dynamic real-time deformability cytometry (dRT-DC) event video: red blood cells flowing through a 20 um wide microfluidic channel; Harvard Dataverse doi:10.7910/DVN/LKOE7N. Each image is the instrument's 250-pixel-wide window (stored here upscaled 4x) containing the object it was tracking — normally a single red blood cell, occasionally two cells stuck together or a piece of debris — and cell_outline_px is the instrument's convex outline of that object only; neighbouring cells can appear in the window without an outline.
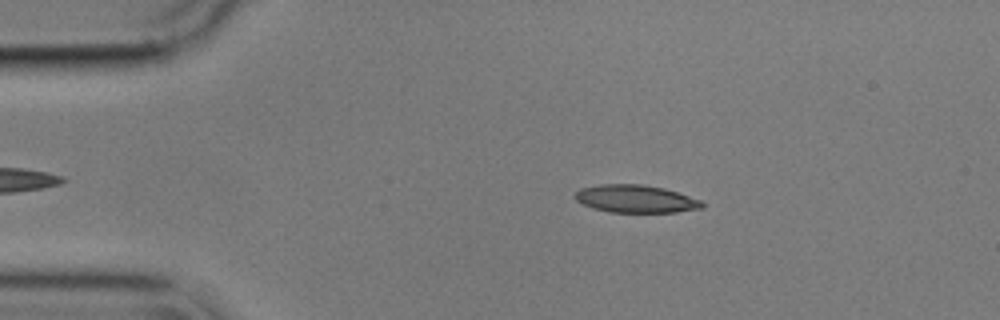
{"species": "common noctule bat (a hibernating species)", "species_latin": "Nyctalus noctula", "temperature_condition": "cold", "stored_images_in_passage": 48, "camera_frame_rate_fps": 3000, "um_per_image_px": 0.085, "animal": {"sex": "male", "body_mass_g": 17.9}, "frame": {"image": 1, "passage_image": 10, "time_ms": 3.0, "image_size_px": [1000, 320], "cell_outline_px": [[704, 208], [676, 212], [612, 212], [592, 208], [576, 200], [576, 192], [580, 188], [600, 184], [644, 184], [664, 188], [700, 200], [704, 204]], "centroid_in_image_um": [54.04, 16.9], "position_along_channel_um": 31.0, "area_um2": 20.4}}
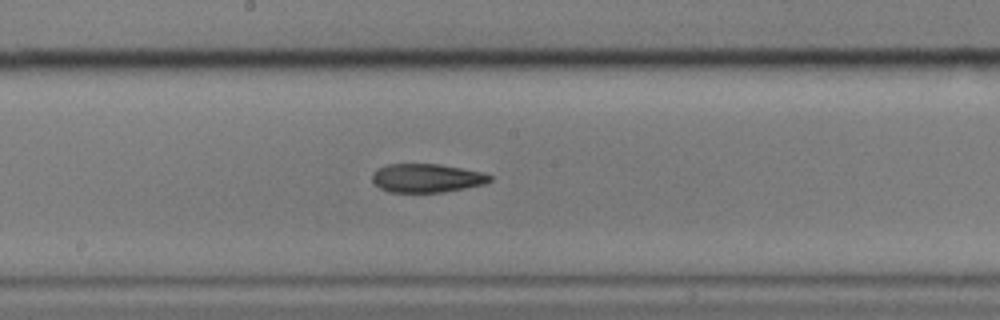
{"frame": {"image": 2, "passage_image": 29, "time_ms": 9.333, "image_size_px": [1000, 320], "cell_outline_px": [[492, 180], [484, 184], [444, 192], [388, 192], [380, 188], [372, 180], [372, 176], [376, 168], [388, 164], [440, 164], [484, 172], [492, 176]], "centroid_in_image_um": [36.28, 15.13], "position_along_channel_um": 211.9, "area_um2": 19.71}}
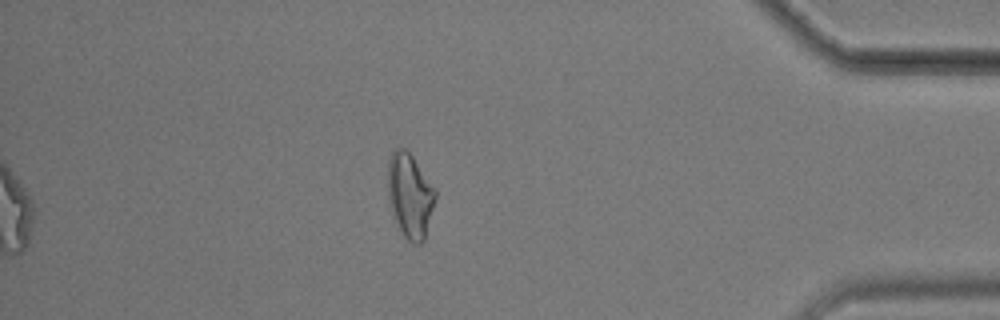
{"frame": {"image": 3, "passage_image": 48, "time_ms": 15.667, "image_size_px": [1000, 320], "cell_outline_px": [[436, 196], [424, 240], [420, 244], [412, 244], [404, 236], [392, 216], [388, 200], [388, 160], [392, 148], [404, 148], [412, 156], [436, 188]], "centroid_in_image_um": [34.83, 16.61], "position_along_channel_um": 400.4, "area_um2": 23.58}, "authors_computed_cell_mechanics": {"area_um2": 20.2878, "velocity_mm_per_s": 3.58, "shape_relaxation_time_tau1_ms": 6.4775, "shape_relaxation_time_tau2_ms": 3.7055, "deformation_change_tau1": 0.2011, "deformation_change_tau2": 0.1269}}